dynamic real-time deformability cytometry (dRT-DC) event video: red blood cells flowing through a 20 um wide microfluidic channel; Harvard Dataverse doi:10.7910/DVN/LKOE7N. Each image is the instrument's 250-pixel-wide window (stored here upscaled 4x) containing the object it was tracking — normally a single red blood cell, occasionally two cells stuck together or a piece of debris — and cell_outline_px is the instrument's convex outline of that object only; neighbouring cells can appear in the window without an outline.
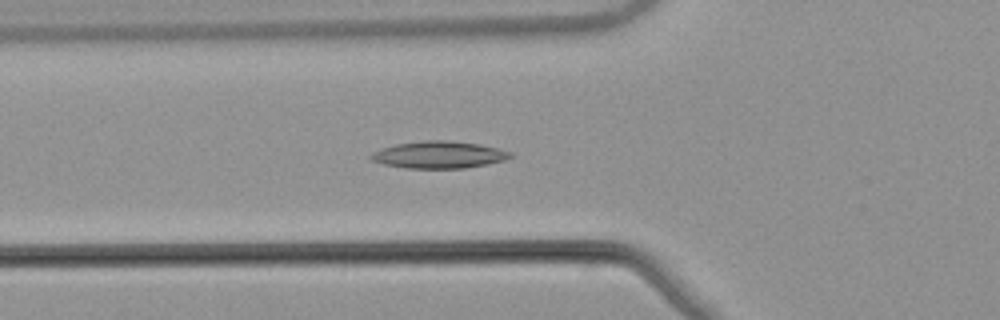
{"species": "common noctule bat (a hibernating species)", "species_latin": "Nyctalus noctula", "temperature_condition": "warm", "stored_images_in_passage": 51, "camera_frame_rate_fps": 3000, "um_per_image_px": 0.085, "animal": {"sex": "male", "body_mass_g": 21.5, "forearm_length_mm": 52.0}, "frame": {"image": 1, "passage_image": 17, "time_ms": 5.333, "image_size_px": [1000, 320], "cell_outline_px": [[512, 156], [504, 160], [488, 164], [464, 168], [404, 168], [384, 164], [372, 160], [368, 156], [372, 152], [380, 148], [396, 144], [424, 140], [448, 140], [480, 144], [512, 152]], "centroid_in_image_um": [37.28, 13.15], "position_along_channel_um": 88.5, "area_um2": 22.02}}
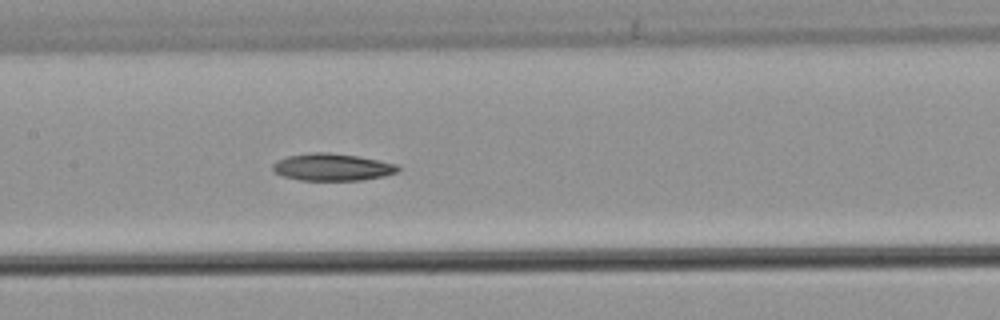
{"frame": {"image": 2, "passage_image": 24, "time_ms": 7.667, "image_size_px": [1000, 320], "cell_outline_px": [[400, 168], [396, 172], [384, 176], [364, 180], [300, 180], [284, 176], [276, 172], [272, 168], [272, 164], [288, 156], [308, 152], [328, 152], [356, 156], [396, 164]], "centroid_in_image_um": [28.24, 14.2], "position_along_channel_um": 179.2, "area_um2": 19.59}}
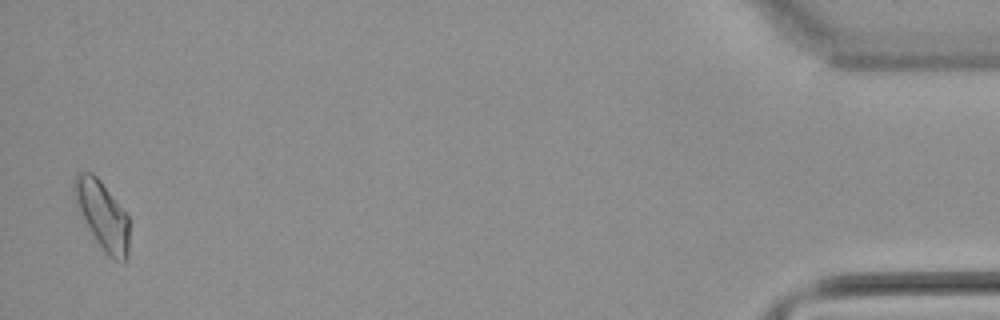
{"frame": {"image": 3, "passage_image": 50, "time_ms": 16.333, "image_size_px": [1000, 320], "cell_outline_px": [[128, 256], [124, 260], [116, 260], [104, 252], [88, 228], [76, 208], [72, 196], [72, 180], [76, 172], [92, 172], [100, 180], [128, 216]], "centroid_in_image_um": [8.63, 18.23], "position_along_channel_um": 426.6, "area_um2": 21.96}}